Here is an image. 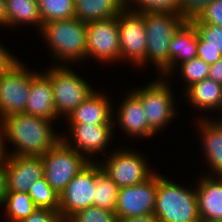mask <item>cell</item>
Instances as JSON below:
<instances>
[{
	"instance_id": "1",
	"label": "cell",
	"mask_w": 222,
	"mask_h": 222,
	"mask_svg": "<svg viewBox=\"0 0 222 222\" xmlns=\"http://www.w3.org/2000/svg\"><path fill=\"white\" fill-rule=\"evenodd\" d=\"M52 122L26 113L3 118L0 121L3 154L42 156L62 139V134L60 136L54 132ZM9 142L16 147L12 152H7L6 145Z\"/></svg>"
},
{
	"instance_id": "2",
	"label": "cell",
	"mask_w": 222,
	"mask_h": 222,
	"mask_svg": "<svg viewBox=\"0 0 222 222\" xmlns=\"http://www.w3.org/2000/svg\"><path fill=\"white\" fill-rule=\"evenodd\" d=\"M56 64L68 65L86 59L87 23L76 17L44 23L40 29ZM59 62H58V61ZM58 62V63H57Z\"/></svg>"
},
{
	"instance_id": "3",
	"label": "cell",
	"mask_w": 222,
	"mask_h": 222,
	"mask_svg": "<svg viewBox=\"0 0 222 222\" xmlns=\"http://www.w3.org/2000/svg\"><path fill=\"white\" fill-rule=\"evenodd\" d=\"M195 188H185L159 172L153 214L160 222H201Z\"/></svg>"
},
{
	"instance_id": "4",
	"label": "cell",
	"mask_w": 222,
	"mask_h": 222,
	"mask_svg": "<svg viewBox=\"0 0 222 222\" xmlns=\"http://www.w3.org/2000/svg\"><path fill=\"white\" fill-rule=\"evenodd\" d=\"M186 21L180 14L144 13L147 38L146 63H153L159 74H162L161 77H169L170 43L174 34Z\"/></svg>"
},
{
	"instance_id": "5",
	"label": "cell",
	"mask_w": 222,
	"mask_h": 222,
	"mask_svg": "<svg viewBox=\"0 0 222 222\" xmlns=\"http://www.w3.org/2000/svg\"><path fill=\"white\" fill-rule=\"evenodd\" d=\"M53 65L45 74L50 79L57 117L67 118L95 89L70 66Z\"/></svg>"
},
{
	"instance_id": "6",
	"label": "cell",
	"mask_w": 222,
	"mask_h": 222,
	"mask_svg": "<svg viewBox=\"0 0 222 222\" xmlns=\"http://www.w3.org/2000/svg\"><path fill=\"white\" fill-rule=\"evenodd\" d=\"M41 158L43 177L59 195L74 176L90 163L88 158L69 147L62 139Z\"/></svg>"
},
{
	"instance_id": "7",
	"label": "cell",
	"mask_w": 222,
	"mask_h": 222,
	"mask_svg": "<svg viewBox=\"0 0 222 222\" xmlns=\"http://www.w3.org/2000/svg\"><path fill=\"white\" fill-rule=\"evenodd\" d=\"M158 79L142 88L131 89L141 100L149 127L157 133L176 116L175 97L170 89L168 79Z\"/></svg>"
},
{
	"instance_id": "8",
	"label": "cell",
	"mask_w": 222,
	"mask_h": 222,
	"mask_svg": "<svg viewBox=\"0 0 222 222\" xmlns=\"http://www.w3.org/2000/svg\"><path fill=\"white\" fill-rule=\"evenodd\" d=\"M123 149L111 152L100 164L101 169L119 188L140 184L155 173L147 165L142 153L140 155L135 150Z\"/></svg>"
},
{
	"instance_id": "9",
	"label": "cell",
	"mask_w": 222,
	"mask_h": 222,
	"mask_svg": "<svg viewBox=\"0 0 222 222\" xmlns=\"http://www.w3.org/2000/svg\"><path fill=\"white\" fill-rule=\"evenodd\" d=\"M120 40L121 60L133 63L137 67L146 64V28L144 13L124 9L117 16ZM127 59V60H126Z\"/></svg>"
},
{
	"instance_id": "10",
	"label": "cell",
	"mask_w": 222,
	"mask_h": 222,
	"mask_svg": "<svg viewBox=\"0 0 222 222\" xmlns=\"http://www.w3.org/2000/svg\"><path fill=\"white\" fill-rule=\"evenodd\" d=\"M31 87V70L18 62L0 75V121L11 115L25 113Z\"/></svg>"
},
{
	"instance_id": "11",
	"label": "cell",
	"mask_w": 222,
	"mask_h": 222,
	"mask_svg": "<svg viewBox=\"0 0 222 222\" xmlns=\"http://www.w3.org/2000/svg\"><path fill=\"white\" fill-rule=\"evenodd\" d=\"M96 187V161L90 162L59 195V214L69 219L76 212L93 206Z\"/></svg>"
},
{
	"instance_id": "12",
	"label": "cell",
	"mask_w": 222,
	"mask_h": 222,
	"mask_svg": "<svg viewBox=\"0 0 222 222\" xmlns=\"http://www.w3.org/2000/svg\"><path fill=\"white\" fill-rule=\"evenodd\" d=\"M107 64L121 60L117 17L87 23L86 58Z\"/></svg>"
},
{
	"instance_id": "13",
	"label": "cell",
	"mask_w": 222,
	"mask_h": 222,
	"mask_svg": "<svg viewBox=\"0 0 222 222\" xmlns=\"http://www.w3.org/2000/svg\"><path fill=\"white\" fill-rule=\"evenodd\" d=\"M157 188L158 173L140 184L121 187L115 208L118 219L153 214Z\"/></svg>"
},
{
	"instance_id": "14",
	"label": "cell",
	"mask_w": 222,
	"mask_h": 222,
	"mask_svg": "<svg viewBox=\"0 0 222 222\" xmlns=\"http://www.w3.org/2000/svg\"><path fill=\"white\" fill-rule=\"evenodd\" d=\"M70 127L68 137L63 134L62 140L71 148L84 155L90 162L95 154L104 152L113 137L115 125L67 124ZM68 138V139H67ZM72 140H71V139ZM73 141V142H72ZM73 143V144H72ZM75 144V145H74ZM88 156V157H87ZM90 156V157H89Z\"/></svg>"
},
{
	"instance_id": "15",
	"label": "cell",
	"mask_w": 222,
	"mask_h": 222,
	"mask_svg": "<svg viewBox=\"0 0 222 222\" xmlns=\"http://www.w3.org/2000/svg\"><path fill=\"white\" fill-rule=\"evenodd\" d=\"M7 191L28 193L31 186L43 177L41 156L3 155Z\"/></svg>"
},
{
	"instance_id": "16",
	"label": "cell",
	"mask_w": 222,
	"mask_h": 222,
	"mask_svg": "<svg viewBox=\"0 0 222 222\" xmlns=\"http://www.w3.org/2000/svg\"><path fill=\"white\" fill-rule=\"evenodd\" d=\"M196 185L197 206L201 222H222V176L206 174L199 178Z\"/></svg>"
},
{
	"instance_id": "17",
	"label": "cell",
	"mask_w": 222,
	"mask_h": 222,
	"mask_svg": "<svg viewBox=\"0 0 222 222\" xmlns=\"http://www.w3.org/2000/svg\"><path fill=\"white\" fill-rule=\"evenodd\" d=\"M116 111L114 122L131 137L151 138L156 133L149 127L141 100L132 92L126 94Z\"/></svg>"
},
{
	"instance_id": "18",
	"label": "cell",
	"mask_w": 222,
	"mask_h": 222,
	"mask_svg": "<svg viewBox=\"0 0 222 222\" xmlns=\"http://www.w3.org/2000/svg\"><path fill=\"white\" fill-rule=\"evenodd\" d=\"M25 113L54 122L58 119L50 79L45 72H31V87Z\"/></svg>"
},
{
	"instance_id": "19",
	"label": "cell",
	"mask_w": 222,
	"mask_h": 222,
	"mask_svg": "<svg viewBox=\"0 0 222 222\" xmlns=\"http://www.w3.org/2000/svg\"><path fill=\"white\" fill-rule=\"evenodd\" d=\"M100 92V93H99ZM94 91L85 101H83L66 118L67 124H97V125H115L114 109L110 104L106 94L101 91ZM112 111V112H111Z\"/></svg>"
},
{
	"instance_id": "20",
	"label": "cell",
	"mask_w": 222,
	"mask_h": 222,
	"mask_svg": "<svg viewBox=\"0 0 222 222\" xmlns=\"http://www.w3.org/2000/svg\"><path fill=\"white\" fill-rule=\"evenodd\" d=\"M198 130L201 136L203 155L210 168L211 176H222V119H198ZM204 149V150H203ZM212 171V172H210ZM212 173V174H211Z\"/></svg>"
},
{
	"instance_id": "21",
	"label": "cell",
	"mask_w": 222,
	"mask_h": 222,
	"mask_svg": "<svg viewBox=\"0 0 222 222\" xmlns=\"http://www.w3.org/2000/svg\"><path fill=\"white\" fill-rule=\"evenodd\" d=\"M197 43L198 33L196 27L190 20H187L174 34L170 43L169 75L174 74V70L179 63L181 64L197 57Z\"/></svg>"
},
{
	"instance_id": "22",
	"label": "cell",
	"mask_w": 222,
	"mask_h": 222,
	"mask_svg": "<svg viewBox=\"0 0 222 222\" xmlns=\"http://www.w3.org/2000/svg\"><path fill=\"white\" fill-rule=\"evenodd\" d=\"M126 8V0H74V15L83 22L117 17Z\"/></svg>"
},
{
	"instance_id": "23",
	"label": "cell",
	"mask_w": 222,
	"mask_h": 222,
	"mask_svg": "<svg viewBox=\"0 0 222 222\" xmlns=\"http://www.w3.org/2000/svg\"><path fill=\"white\" fill-rule=\"evenodd\" d=\"M185 91L190 105L197 107L198 110L222 111V85L212 79L206 78L194 83Z\"/></svg>"
},
{
	"instance_id": "24",
	"label": "cell",
	"mask_w": 222,
	"mask_h": 222,
	"mask_svg": "<svg viewBox=\"0 0 222 222\" xmlns=\"http://www.w3.org/2000/svg\"><path fill=\"white\" fill-rule=\"evenodd\" d=\"M5 27L32 24L40 31L43 22L39 2L36 0H5Z\"/></svg>"
},
{
	"instance_id": "25",
	"label": "cell",
	"mask_w": 222,
	"mask_h": 222,
	"mask_svg": "<svg viewBox=\"0 0 222 222\" xmlns=\"http://www.w3.org/2000/svg\"><path fill=\"white\" fill-rule=\"evenodd\" d=\"M119 187L96 162V187L93 206L115 212Z\"/></svg>"
},
{
	"instance_id": "26",
	"label": "cell",
	"mask_w": 222,
	"mask_h": 222,
	"mask_svg": "<svg viewBox=\"0 0 222 222\" xmlns=\"http://www.w3.org/2000/svg\"><path fill=\"white\" fill-rule=\"evenodd\" d=\"M3 206L8 222H22L37 208L28 193L12 191H7Z\"/></svg>"
},
{
	"instance_id": "27",
	"label": "cell",
	"mask_w": 222,
	"mask_h": 222,
	"mask_svg": "<svg viewBox=\"0 0 222 222\" xmlns=\"http://www.w3.org/2000/svg\"><path fill=\"white\" fill-rule=\"evenodd\" d=\"M42 22L70 19L74 15V0H39Z\"/></svg>"
},
{
	"instance_id": "28",
	"label": "cell",
	"mask_w": 222,
	"mask_h": 222,
	"mask_svg": "<svg viewBox=\"0 0 222 222\" xmlns=\"http://www.w3.org/2000/svg\"><path fill=\"white\" fill-rule=\"evenodd\" d=\"M28 194L37 208H47L59 213V194H57L44 177L35 182Z\"/></svg>"
},
{
	"instance_id": "29",
	"label": "cell",
	"mask_w": 222,
	"mask_h": 222,
	"mask_svg": "<svg viewBox=\"0 0 222 222\" xmlns=\"http://www.w3.org/2000/svg\"><path fill=\"white\" fill-rule=\"evenodd\" d=\"M198 33L197 48H212L222 55V27L202 23L197 17L190 20Z\"/></svg>"
},
{
	"instance_id": "30",
	"label": "cell",
	"mask_w": 222,
	"mask_h": 222,
	"mask_svg": "<svg viewBox=\"0 0 222 222\" xmlns=\"http://www.w3.org/2000/svg\"><path fill=\"white\" fill-rule=\"evenodd\" d=\"M126 9L137 13L180 14V0H126Z\"/></svg>"
},
{
	"instance_id": "31",
	"label": "cell",
	"mask_w": 222,
	"mask_h": 222,
	"mask_svg": "<svg viewBox=\"0 0 222 222\" xmlns=\"http://www.w3.org/2000/svg\"><path fill=\"white\" fill-rule=\"evenodd\" d=\"M209 66L208 63L199 57H195L179 64L177 67H180L181 77H183L185 83H187L185 89L194 83L208 78Z\"/></svg>"
},
{
	"instance_id": "32",
	"label": "cell",
	"mask_w": 222,
	"mask_h": 222,
	"mask_svg": "<svg viewBox=\"0 0 222 222\" xmlns=\"http://www.w3.org/2000/svg\"><path fill=\"white\" fill-rule=\"evenodd\" d=\"M70 222H118L115 212L90 206L73 214Z\"/></svg>"
},
{
	"instance_id": "33",
	"label": "cell",
	"mask_w": 222,
	"mask_h": 222,
	"mask_svg": "<svg viewBox=\"0 0 222 222\" xmlns=\"http://www.w3.org/2000/svg\"><path fill=\"white\" fill-rule=\"evenodd\" d=\"M202 23L222 27V0H214L208 4L197 16Z\"/></svg>"
},
{
	"instance_id": "34",
	"label": "cell",
	"mask_w": 222,
	"mask_h": 222,
	"mask_svg": "<svg viewBox=\"0 0 222 222\" xmlns=\"http://www.w3.org/2000/svg\"><path fill=\"white\" fill-rule=\"evenodd\" d=\"M214 0H180V15L186 20L197 17L198 14Z\"/></svg>"
},
{
	"instance_id": "35",
	"label": "cell",
	"mask_w": 222,
	"mask_h": 222,
	"mask_svg": "<svg viewBox=\"0 0 222 222\" xmlns=\"http://www.w3.org/2000/svg\"><path fill=\"white\" fill-rule=\"evenodd\" d=\"M63 218L59 213L47 209V208H36V210L29 215L22 222H62Z\"/></svg>"
},
{
	"instance_id": "36",
	"label": "cell",
	"mask_w": 222,
	"mask_h": 222,
	"mask_svg": "<svg viewBox=\"0 0 222 222\" xmlns=\"http://www.w3.org/2000/svg\"><path fill=\"white\" fill-rule=\"evenodd\" d=\"M20 60L0 44V75L7 73Z\"/></svg>"
},
{
	"instance_id": "37",
	"label": "cell",
	"mask_w": 222,
	"mask_h": 222,
	"mask_svg": "<svg viewBox=\"0 0 222 222\" xmlns=\"http://www.w3.org/2000/svg\"><path fill=\"white\" fill-rule=\"evenodd\" d=\"M197 57L211 65L221 59L222 55L219 53V51L212 48H197Z\"/></svg>"
},
{
	"instance_id": "38",
	"label": "cell",
	"mask_w": 222,
	"mask_h": 222,
	"mask_svg": "<svg viewBox=\"0 0 222 222\" xmlns=\"http://www.w3.org/2000/svg\"><path fill=\"white\" fill-rule=\"evenodd\" d=\"M208 78L222 85V58L209 66Z\"/></svg>"
},
{
	"instance_id": "39",
	"label": "cell",
	"mask_w": 222,
	"mask_h": 222,
	"mask_svg": "<svg viewBox=\"0 0 222 222\" xmlns=\"http://www.w3.org/2000/svg\"><path fill=\"white\" fill-rule=\"evenodd\" d=\"M7 195L6 174L3 165V159L0 162V207H3Z\"/></svg>"
},
{
	"instance_id": "40",
	"label": "cell",
	"mask_w": 222,
	"mask_h": 222,
	"mask_svg": "<svg viewBox=\"0 0 222 222\" xmlns=\"http://www.w3.org/2000/svg\"><path fill=\"white\" fill-rule=\"evenodd\" d=\"M118 222H160V221L154 214H150L138 217H128L124 219H118Z\"/></svg>"
},
{
	"instance_id": "41",
	"label": "cell",
	"mask_w": 222,
	"mask_h": 222,
	"mask_svg": "<svg viewBox=\"0 0 222 222\" xmlns=\"http://www.w3.org/2000/svg\"><path fill=\"white\" fill-rule=\"evenodd\" d=\"M6 11L5 0H0V26L5 27Z\"/></svg>"
},
{
	"instance_id": "42",
	"label": "cell",
	"mask_w": 222,
	"mask_h": 222,
	"mask_svg": "<svg viewBox=\"0 0 222 222\" xmlns=\"http://www.w3.org/2000/svg\"><path fill=\"white\" fill-rule=\"evenodd\" d=\"M3 150H2V140H1V129H0V162L3 159Z\"/></svg>"
},
{
	"instance_id": "43",
	"label": "cell",
	"mask_w": 222,
	"mask_h": 222,
	"mask_svg": "<svg viewBox=\"0 0 222 222\" xmlns=\"http://www.w3.org/2000/svg\"><path fill=\"white\" fill-rule=\"evenodd\" d=\"M62 222H70L68 219H63Z\"/></svg>"
}]
</instances>
